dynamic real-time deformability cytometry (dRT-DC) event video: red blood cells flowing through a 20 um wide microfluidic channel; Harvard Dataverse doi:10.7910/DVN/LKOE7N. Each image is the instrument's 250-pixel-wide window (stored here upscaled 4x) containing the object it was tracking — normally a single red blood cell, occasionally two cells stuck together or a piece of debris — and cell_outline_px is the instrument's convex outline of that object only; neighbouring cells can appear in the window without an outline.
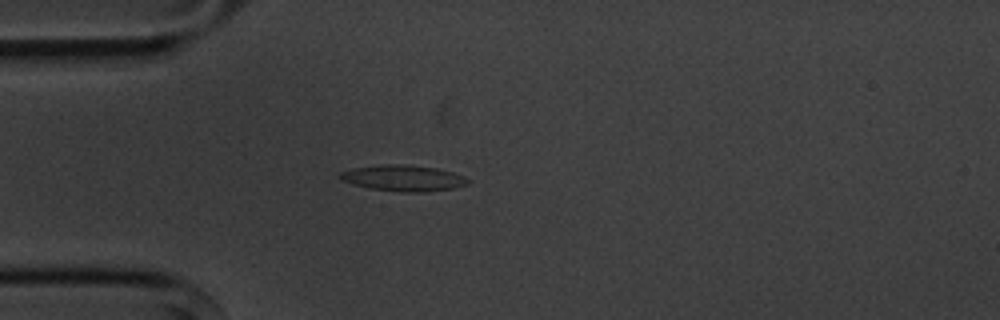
{"species": "common noctule bat (a hibernating species)", "species_latin": "Nyctalus noctula", "temperature_condition": "cold", "stored_images_in_passage": 4, "camera_frame_rate_fps": 3000, "um_per_image_px": 0.085, "animal": {"sex": "male", "body_mass_g": 20.1, "forearm_length_mm": 53.5}, "frame": {"image": 1, "passage_image": 4, "time_ms": 3.333, "image_size_px": [1000, 320], "cell_outline_px": [[468, 184], [456, 188], [424, 192], [400, 192], [368, 188], [352, 184], [340, 180], [336, 176], [340, 172], [356, 168], [384, 164], [404, 164], [436, 168], [452, 172], [464, 176], [468, 180]], "centroid_in_image_um": [34.26, 15.15], "position_along_channel_um": 50.7, "area_um2": 19.48}}